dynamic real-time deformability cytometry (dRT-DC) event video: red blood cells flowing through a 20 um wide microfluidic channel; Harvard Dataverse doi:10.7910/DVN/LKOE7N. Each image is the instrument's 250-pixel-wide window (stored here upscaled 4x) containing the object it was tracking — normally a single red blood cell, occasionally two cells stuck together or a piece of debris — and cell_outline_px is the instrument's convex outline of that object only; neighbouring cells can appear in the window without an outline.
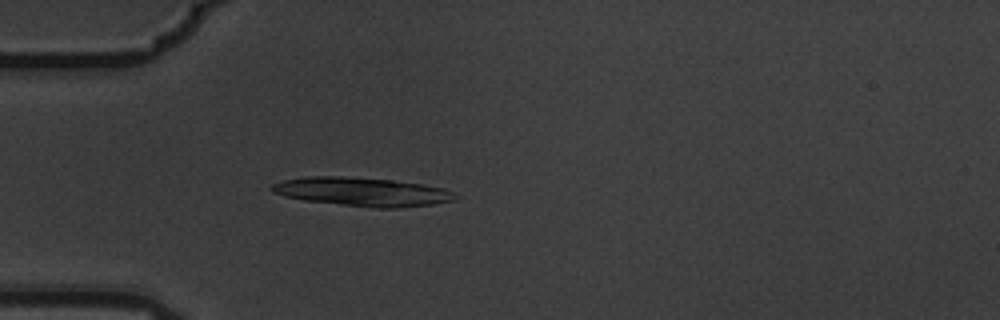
{"species": "common noctule bat (a hibernating species)", "species_latin": "Nyctalus noctula", "temperature_condition": "warm", "stored_images_in_passage": 5, "camera_frame_rate_fps": 3000, "um_per_image_px": 0.085, "animal": {"sex": "male", "body_mass_g": 19.5, "forearm_length_mm": 54.6}, "frame": {"image": 1, "passage_image": 5, "time_ms": 1.333, "image_size_px": [1000, 320], "cell_outline_px": [[460, 196], [456, 200], [432, 204], [400, 208], [380, 208], [304, 200], [284, 196], [272, 192], [268, 188], [272, 184], [284, 180], [304, 176], [340, 176], [392, 180], [420, 184], [444, 188]], "centroid_in_image_um": [30.78, 16.3], "position_along_channel_um": 54.2, "area_um2": 30.58}}